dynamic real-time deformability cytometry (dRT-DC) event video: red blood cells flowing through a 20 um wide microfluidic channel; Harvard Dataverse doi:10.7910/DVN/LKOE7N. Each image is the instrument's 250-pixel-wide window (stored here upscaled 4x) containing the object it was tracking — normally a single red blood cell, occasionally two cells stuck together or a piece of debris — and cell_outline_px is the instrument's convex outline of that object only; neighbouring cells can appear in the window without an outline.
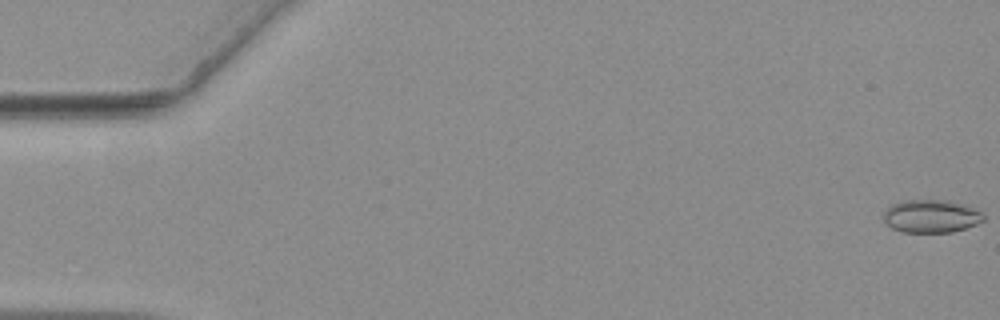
{"species": "common noctule bat (a hibernating species)", "species_latin": "Nyctalus noctula", "temperature_condition": "warm", "stored_images_in_passage": 24, "camera_frame_rate_fps": 3000, "um_per_image_px": 0.085, "animal": {"sex": "female", "body_mass_g": 19.3, "forearm_length_mm": 54.1}, "frame": {"image": 1, "passage_image": 1, "time_ms": 0.0, "image_size_px": [1000, 320], "cell_outline_px": [[984, 220], [976, 224], [952, 232], [900, 232], [892, 228], [884, 220], [884, 212], [892, 204], [904, 200], [948, 200], [972, 208], [980, 212], [984, 216]], "centroid_in_image_um": [79.12, 18.38], "position_along_channel_um": 5.9, "area_um2": 18.96}}
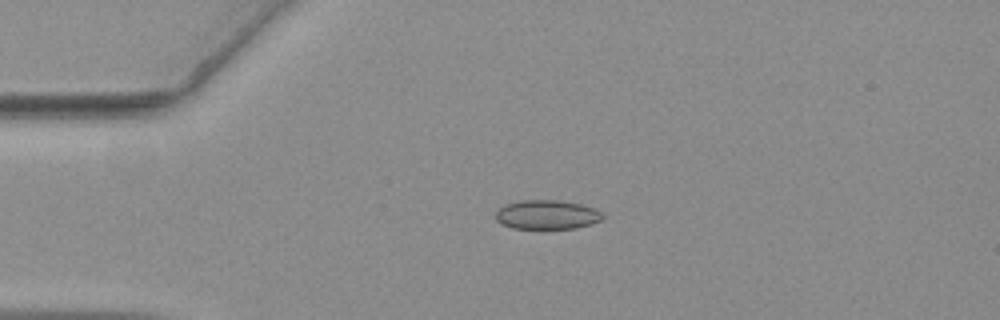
{"frame": {"image": 2, "passage_image": 14, "time_ms": 4.333, "image_size_px": [1000, 320], "cell_outline_px": [[604, 216], [600, 220], [576, 228], [512, 228], [496, 220], [496, 212], [504, 204], [520, 200], [560, 200], [580, 204], [592, 208], [600, 212]], "centroid_in_image_um": [46.45, 18.23], "position_along_channel_um": 38.5, "area_um2": 17.92}}
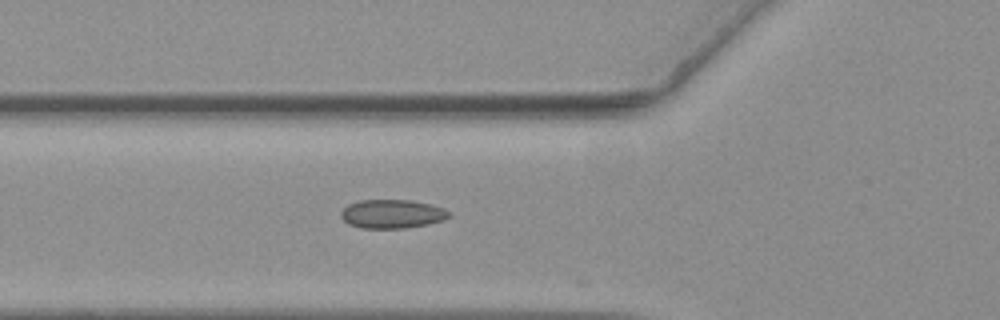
{"frame": {"image": 3, "passage_image": 21, "time_ms": 6.667, "image_size_px": [1000, 320], "cell_outline_px": [[452, 216], [444, 220], [428, 224], [404, 228], [360, 228], [348, 224], [340, 216], [340, 212], [348, 204], [360, 200], [408, 200], [432, 204], [444, 208], [452, 212]], "centroid_in_image_um": [33.36, 18.18], "position_along_channel_um": 92.4, "area_um2": 18.32}}